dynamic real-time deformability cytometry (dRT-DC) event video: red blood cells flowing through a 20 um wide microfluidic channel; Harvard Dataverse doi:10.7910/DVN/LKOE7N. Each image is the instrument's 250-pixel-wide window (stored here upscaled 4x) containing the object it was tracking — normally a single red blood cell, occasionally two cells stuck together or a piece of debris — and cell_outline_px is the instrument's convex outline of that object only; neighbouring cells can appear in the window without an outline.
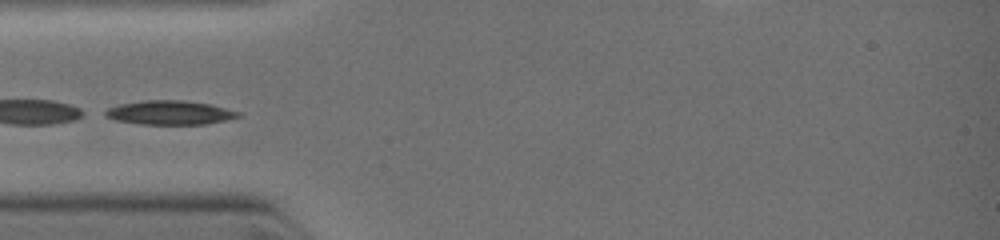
{"species": "common noctule bat (a hibernating species)", "species_latin": "Nyctalus noctula", "temperature_condition": "warm", "stored_images_in_passage": 6, "camera_frame_rate_fps": 3000, "um_per_image_px": 0.085, "animal": {"sex": "female", "body_mass_g": 19.0, "forearm_length_mm": 51.5}, "frame": {"image": 1, "passage_image": 4, "time_ms": 3.0, "image_size_px": [1000, 240], "cell_outline_px": [[240, 116], [224, 120], [204, 124], [140, 124], [116, 120], [104, 116], [100, 112], [108, 108], [120, 104], [144, 100], [184, 100], [212, 104], [240, 112]], "centroid_in_image_um": [14.38, 9.56], "position_along_channel_um": 70.6, "area_um2": 18.67}}